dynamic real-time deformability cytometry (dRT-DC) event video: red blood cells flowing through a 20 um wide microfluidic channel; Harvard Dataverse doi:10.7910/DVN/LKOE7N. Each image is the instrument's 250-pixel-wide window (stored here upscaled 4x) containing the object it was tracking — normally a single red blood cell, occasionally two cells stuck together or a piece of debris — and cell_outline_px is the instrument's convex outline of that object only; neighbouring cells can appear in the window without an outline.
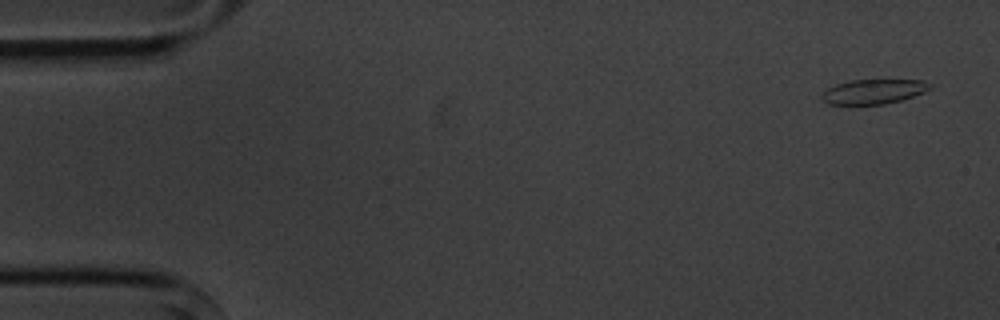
{"species": "common noctule bat (a hibernating species)", "species_latin": "Nyctalus noctula", "temperature_condition": "cold", "stored_images_in_passage": 3, "camera_frame_rate_fps": 3000, "um_per_image_px": 0.085, "animal": {"sex": "male", "body_mass_g": 20.1, "forearm_length_mm": 53.5}, "frame": {"image": 1, "passage_image": 3, "time_ms": 3.333, "image_size_px": [1000, 320], "cell_outline_px": [[932, 88], [924, 92], [900, 100], [884, 104], [828, 104], [820, 96], [828, 88], [836, 84], [852, 80], [920, 80], [932, 84]], "centroid_in_image_um": [74.26, 7.78], "position_along_channel_um": 10.7, "area_um2": 15.32}}